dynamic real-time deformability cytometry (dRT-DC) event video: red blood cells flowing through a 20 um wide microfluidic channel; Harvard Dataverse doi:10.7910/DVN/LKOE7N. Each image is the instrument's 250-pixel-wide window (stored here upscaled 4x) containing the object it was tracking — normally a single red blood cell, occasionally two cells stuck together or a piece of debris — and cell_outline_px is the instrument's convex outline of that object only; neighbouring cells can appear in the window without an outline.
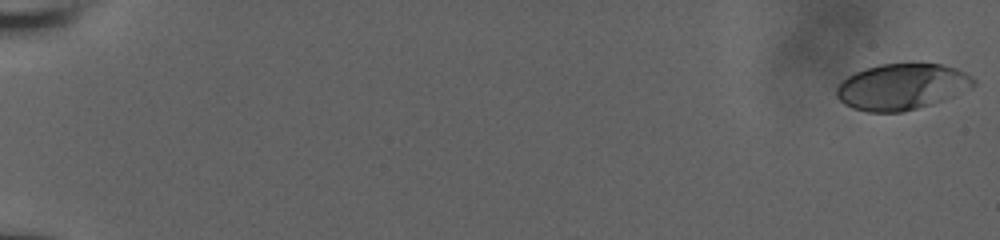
{"species": "human", "species_latin": "Homo sapiens", "temperature_condition": "room temperature", "stored_images_in_passage": 56, "camera_frame_rate_fps": 3000, "um_per_image_px": 0.085, "donor": {"sex": "male"}, "frame": {"image": 1, "passage_image": 1, "time_ms": 0.0, "image_size_px": [1000, 240], "cell_outline_px": [[976, 84], [972, 88], [928, 104], [904, 112], [868, 112], [852, 108], [844, 104], [836, 96], [836, 88], [840, 80], [864, 68], [880, 64], [940, 64], [956, 68], [972, 76], [976, 80]], "centroid_in_image_um": [76.61, 7.36], "position_along_channel_um": 8.4, "area_um2": 36.65}}
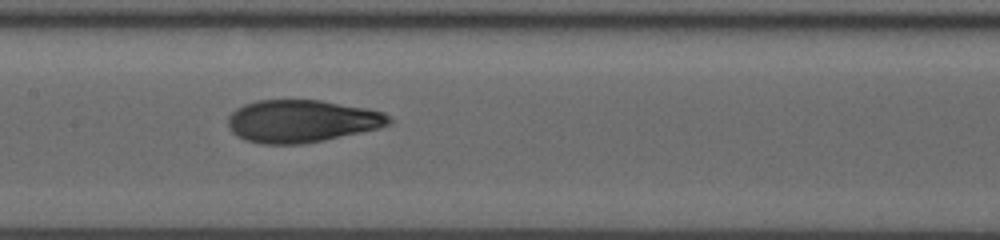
{"frame": {"image": 2, "passage_image": 31, "time_ms": 10.0, "image_size_px": [1000, 240], "cell_outline_px": [[392, 120], [388, 124], [380, 128], [324, 140], [304, 144], [264, 144], [244, 140], [236, 136], [228, 128], [228, 116], [236, 108], [244, 104], [256, 100], [320, 100], [368, 108], [384, 112]], "centroid_in_image_um": [25.62, 10.29], "position_along_channel_um": 181.8, "area_um2": 40.11}}
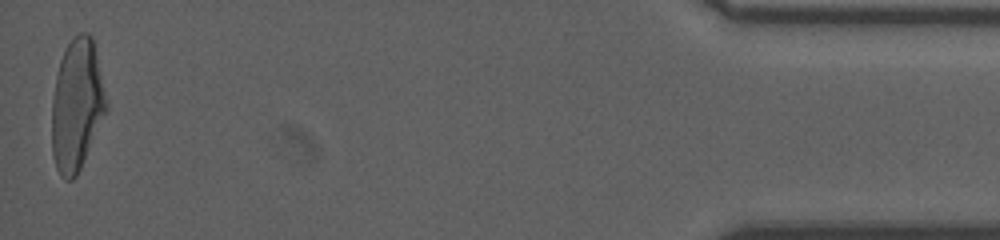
{"frame": {"image": 3, "passage_image": 56, "time_ms": 18.333, "image_size_px": [1000, 240], "cell_outline_px": [[108, 108], [84, 160], [76, 176], [72, 180], [64, 180], [60, 176], [56, 168], [52, 156], [52, 100], [56, 76], [60, 60], [72, 36], [80, 32], [88, 32], [92, 36], [108, 104]], "centroid_in_image_um": [6.52, 8.93], "position_along_channel_um": 428.7, "area_um2": 41.73}, "authors_computed_cell_mechanics": {"area_um2": 39.6219, "velocity_mm_per_s": 3.9438, "shape_relaxation_time_tau1_ms": 5.3235, "shape_relaxation_time_tau2_ms": 1.1544, "deformation_change_tau1": 0.1974, "deformation_change_tau2": 0.0778}}